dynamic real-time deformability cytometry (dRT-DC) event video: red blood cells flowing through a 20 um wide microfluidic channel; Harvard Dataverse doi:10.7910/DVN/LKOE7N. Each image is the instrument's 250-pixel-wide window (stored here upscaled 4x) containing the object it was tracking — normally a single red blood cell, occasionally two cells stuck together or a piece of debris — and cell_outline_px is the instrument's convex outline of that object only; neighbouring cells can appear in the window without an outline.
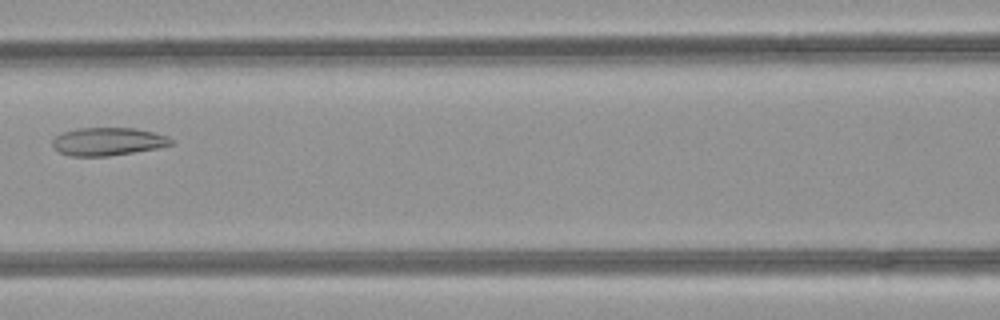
{"species": "common noctule bat (a hibernating species)", "species_latin": "Nyctalus noctula", "temperature_condition": "room temperature", "stored_images_in_passage": 4, "camera_frame_rate_fps": 3000, "um_per_image_px": 0.085, "animal": {"sex": "female", "body_mass_g": 21.9}, "frame": {"image": 1, "passage_image": 3, "time_ms": 0.667, "image_size_px": [1000, 320], "cell_outline_px": [[172, 144], [156, 148], [108, 156], [72, 156], [60, 152], [52, 144], [52, 140], [56, 136], [64, 132], [76, 128], [136, 128], [168, 136], [172, 140]], "centroid_in_image_um": [9.16, 12.02], "position_along_channel_um": 157.4, "area_um2": 19.07}}
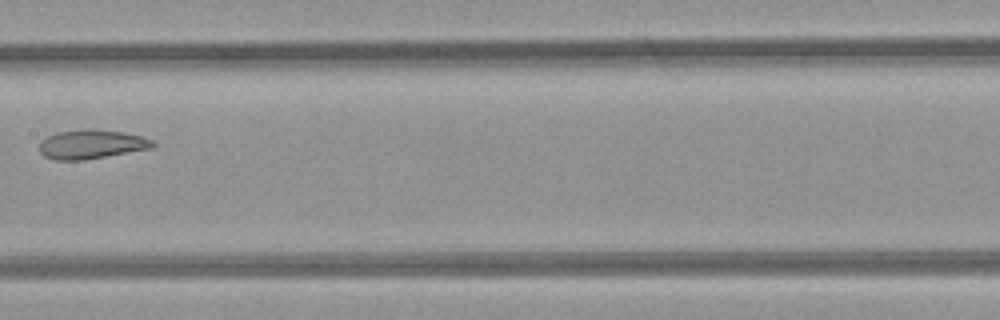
{"frame": {"image": 2, "passage_image": 4, "time_ms": 1.0, "image_size_px": [1000, 320], "cell_outline_px": [[156, 144], [152, 148], [84, 160], [56, 160], [44, 156], [40, 152], [40, 140], [56, 132], [124, 132], [144, 136], [152, 140]], "centroid_in_image_um": [7.79, 12.31], "position_along_channel_um": 199.6, "area_um2": 18.38}}